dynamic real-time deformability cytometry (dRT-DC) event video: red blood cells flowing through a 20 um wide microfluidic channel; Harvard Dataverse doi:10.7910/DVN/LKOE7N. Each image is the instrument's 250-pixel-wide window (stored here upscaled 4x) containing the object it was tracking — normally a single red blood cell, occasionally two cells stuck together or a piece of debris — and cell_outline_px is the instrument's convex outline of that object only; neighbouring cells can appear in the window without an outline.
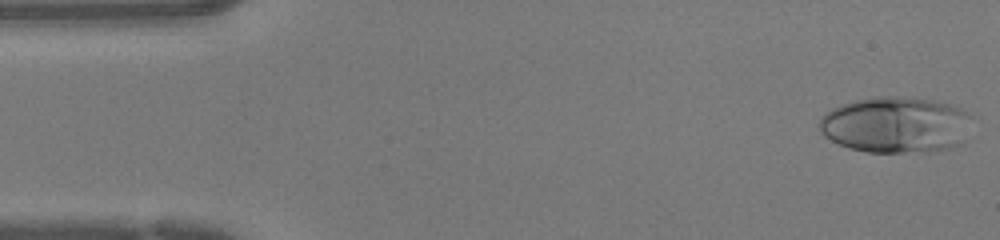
{"species": "human", "species_latin": "Homo sapiens", "temperature_condition": "warm", "stored_images_in_passage": 46, "camera_frame_rate_fps": 3000, "um_per_image_px": 0.085, "donor": {"sex": "female"}, "frame": {"image": 1, "passage_image": 1, "time_ms": 0.0, "image_size_px": [1000, 240], "cell_outline_px": [[972, 116], [964, 140], [960, 144], [952, 148], [928, 152], [868, 152], [848, 148], [824, 136], [820, 132], [816, 124], [832, 108], [840, 104], [856, 100], [884, 96], [896, 96], [932, 100], [948, 104]], "centroid_in_image_um": [76.12, 10.63], "position_along_channel_um": 8.9, "area_um2": 49.88}}
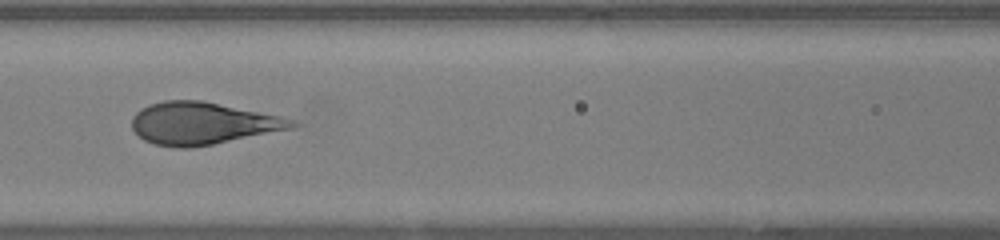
{"frame": {"image": 2, "passage_image": 19, "time_ms": 6.0, "image_size_px": [1000, 240], "cell_outline_px": [[300, 124], [292, 128], [192, 148], [176, 148], [152, 144], [144, 140], [132, 128], [132, 116], [140, 108], [148, 104], [164, 100], [200, 100], [284, 116], [296, 120]], "centroid_in_image_um": [17.2, 10.48], "position_along_channel_um": 149.4, "area_um2": 39.54}}
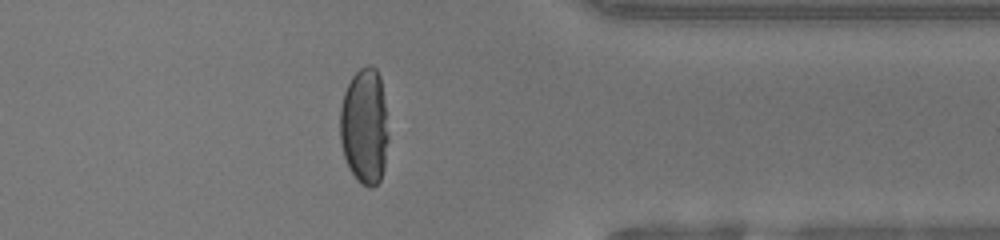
{"frame": {"image": 3, "passage_image": 36, "time_ms": 11.667, "image_size_px": [1000, 240], "cell_outline_px": [[388, 140], [384, 168], [380, 180], [372, 188], [368, 188], [360, 184], [356, 180], [344, 156], [340, 140], [340, 108], [344, 92], [352, 76], [360, 68], [368, 64], [372, 64], [376, 68], [380, 76], [384, 100], [388, 132]], "centroid_in_image_um": [30.98, 10.74], "position_along_channel_um": 380.4, "area_um2": 32.95}, "authors_computed_cell_mechanics": {"area_um2": 39.5641, "velocity_mm_per_s": 4.3053, "shape_relaxation_time_tau1_ms": 4.7024, "shape_relaxation_time_tau2_ms": null, "deformation_change_tau1": 0.2633, "deformation_change_tau2": null}}